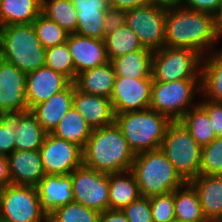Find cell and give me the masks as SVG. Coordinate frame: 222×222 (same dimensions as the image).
<instances>
[{"instance_id":"obj_50","label":"cell","mask_w":222,"mask_h":222,"mask_svg":"<svg viewBox=\"0 0 222 222\" xmlns=\"http://www.w3.org/2000/svg\"><path fill=\"white\" fill-rule=\"evenodd\" d=\"M171 222H187V221H180V220L174 219Z\"/></svg>"},{"instance_id":"obj_38","label":"cell","mask_w":222,"mask_h":222,"mask_svg":"<svg viewBox=\"0 0 222 222\" xmlns=\"http://www.w3.org/2000/svg\"><path fill=\"white\" fill-rule=\"evenodd\" d=\"M153 222H171L175 219L174 191L149 197Z\"/></svg>"},{"instance_id":"obj_35","label":"cell","mask_w":222,"mask_h":222,"mask_svg":"<svg viewBox=\"0 0 222 222\" xmlns=\"http://www.w3.org/2000/svg\"><path fill=\"white\" fill-rule=\"evenodd\" d=\"M32 25L45 49L67 42L69 33L42 13L33 21Z\"/></svg>"},{"instance_id":"obj_24","label":"cell","mask_w":222,"mask_h":222,"mask_svg":"<svg viewBox=\"0 0 222 222\" xmlns=\"http://www.w3.org/2000/svg\"><path fill=\"white\" fill-rule=\"evenodd\" d=\"M46 135L31 111L15 114V150H39Z\"/></svg>"},{"instance_id":"obj_48","label":"cell","mask_w":222,"mask_h":222,"mask_svg":"<svg viewBox=\"0 0 222 222\" xmlns=\"http://www.w3.org/2000/svg\"><path fill=\"white\" fill-rule=\"evenodd\" d=\"M152 3L162 4L166 6H173L181 4L182 0H150Z\"/></svg>"},{"instance_id":"obj_26","label":"cell","mask_w":222,"mask_h":222,"mask_svg":"<svg viewBox=\"0 0 222 222\" xmlns=\"http://www.w3.org/2000/svg\"><path fill=\"white\" fill-rule=\"evenodd\" d=\"M152 55L148 49L142 48L113 58L110 62L113 65L116 77H128L134 79L152 78Z\"/></svg>"},{"instance_id":"obj_34","label":"cell","mask_w":222,"mask_h":222,"mask_svg":"<svg viewBox=\"0 0 222 222\" xmlns=\"http://www.w3.org/2000/svg\"><path fill=\"white\" fill-rule=\"evenodd\" d=\"M45 66L63 74L71 82L77 77L67 42L46 48Z\"/></svg>"},{"instance_id":"obj_25","label":"cell","mask_w":222,"mask_h":222,"mask_svg":"<svg viewBox=\"0 0 222 222\" xmlns=\"http://www.w3.org/2000/svg\"><path fill=\"white\" fill-rule=\"evenodd\" d=\"M201 97L222 103V54L219 51L202 58Z\"/></svg>"},{"instance_id":"obj_23","label":"cell","mask_w":222,"mask_h":222,"mask_svg":"<svg viewBox=\"0 0 222 222\" xmlns=\"http://www.w3.org/2000/svg\"><path fill=\"white\" fill-rule=\"evenodd\" d=\"M115 79L113 65L108 62L105 65L78 73L74 84L83 93L110 99Z\"/></svg>"},{"instance_id":"obj_22","label":"cell","mask_w":222,"mask_h":222,"mask_svg":"<svg viewBox=\"0 0 222 222\" xmlns=\"http://www.w3.org/2000/svg\"><path fill=\"white\" fill-rule=\"evenodd\" d=\"M197 191L208 222L222 218V175H199L189 182Z\"/></svg>"},{"instance_id":"obj_11","label":"cell","mask_w":222,"mask_h":222,"mask_svg":"<svg viewBox=\"0 0 222 222\" xmlns=\"http://www.w3.org/2000/svg\"><path fill=\"white\" fill-rule=\"evenodd\" d=\"M69 175L74 202L100 213L109 209V174L82 165Z\"/></svg>"},{"instance_id":"obj_42","label":"cell","mask_w":222,"mask_h":222,"mask_svg":"<svg viewBox=\"0 0 222 222\" xmlns=\"http://www.w3.org/2000/svg\"><path fill=\"white\" fill-rule=\"evenodd\" d=\"M126 22V10L109 7L104 19L105 36L115 32Z\"/></svg>"},{"instance_id":"obj_39","label":"cell","mask_w":222,"mask_h":222,"mask_svg":"<svg viewBox=\"0 0 222 222\" xmlns=\"http://www.w3.org/2000/svg\"><path fill=\"white\" fill-rule=\"evenodd\" d=\"M15 114H0V155L9 156L15 150Z\"/></svg>"},{"instance_id":"obj_43","label":"cell","mask_w":222,"mask_h":222,"mask_svg":"<svg viewBox=\"0 0 222 222\" xmlns=\"http://www.w3.org/2000/svg\"><path fill=\"white\" fill-rule=\"evenodd\" d=\"M222 3V0H182L181 4L193 11L207 12L215 15Z\"/></svg>"},{"instance_id":"obj_47","label":"cell","mask_w":222,"mask_h":222,"mask_svg":"<svg viewBox=\"0 0 222 222\" xmlns=\"http://www.w3.org/2000/svg\"><path fill=\"white\" fill-rule=\"evenodd\" d=\"M216 25L219 30V37H222V3L218 12L215 14Z\"/></svg>"},{"instance_id":"obj_28","label":"cell","mask_w":222,"mask_h":222,"mask_svg":"<svg viewBox=\"0 0 222 222\" xmlns=\"http://www.w3.org/2000/svg\"><path fill=\"white\" fill-rule=\"evenodd\" d=\"M42 0H1L0 27L32 24L41 13Z\"/></svg>"},{"instance_id":"obj_29","label":"cell","mask_w":222,"mask_h":222,"mask_svg":"<svg viewBox=\"0 0 222 222\" xmlns=\"http://www.w3.org/2000/svg\"><path fill=\"white\" fill-rule=\"evenodd\" d=\"M92 131L93 128L72 106L62 117L61 121L51 134L57 138L72 142L84 149Z\"/></svg>"},{"instance_id":"obj_15","label":"cell","mask_w":222,"mask_h":222,"mask_svg":"<svg viewBox=\"0 0 222 222\" xmlns=\"http://www.w3.org/2000/svg\"><path fill=\"white\" fill-rule=\"evenodd\" d=\"M70 83L66 76L46 66L28 73L25 97L29 111L35 105L64 90Z\"/></svg>"},{"instance_id":"obj_14","label":"cell","mask_w":222,"mask_h":222,"mask_svg":"<svg viewBox=\"0 0 222 222\" xmlns=\"http://www.w3.org/2000/svg\"><path fill=\"white\" fill-rule=\"evenodd\" d=\"M27 74L0 59V114L28 112L26 101Z\"/></svg>"},{"instance_id":"obj_44","label":"cell","mask_w":222,"mask_h":222,"mask_svg":"<svg viewBox=\"0 0 222 222\" xmlns=\"http://www.w3.org/2000/svg\"><path fill=\"white\" fill-rule=\"evenodd\" d=\"M150 4H152L150 0H112V3L109 5V7L129 10L136 7H144Z\"/></svg>"},{"instance_id":"obj_21","label":"cell","mask_w":222,"mask_h":222,"mask_svg":"<svg viewBox=\"0 0 222 222\" xmlns=\"http://www.w3.org/2000/svg\"><path fill=\"white\" fill-rule=\"evenodd\" d=\"M73 96L74 82H71L64 90L35 105L30 111L42 128L47 133H52L62 117L72 107Z\"/></svg>"},{"instance_id":"obj_32","label":"cell","mask_w":222,"mask_h":222,"mask_svg":"<svg viewBox=\"0 0 222 222\" xmlns=\"http://www.w3.org/2000/svg\"><path fill=\"white\" fill-rule=\"evenodd\" d=\"M41 13L69 34L76 33L78 19L72 0H42Z\"/></svg>"},{"instance_id":"obj_13","label":"cell","mask_w":222,"mask_h":222,"mask_svg":"<svg viewBox=\"0 0 222 222\" xmlns=\"http://www.w3.org/2000/svg\"><path fill=\"white\" fill-rule=\"evenodd\" d=\"M152 78L116 77L110 101L114 113L149 109Z\"/></svg>"},{"instance_id":"obj_41","label":"cell","mask_w":222,"mask_h":222,"mask_svg":"<svg viewBox=\"0 0 222 222\" xmlns=\"http://www.w3.org/2000/svg\"><path fill=\"white\" fill-rule=\"evenodd\" d=\"M198 105L208 114L216 138L222 137V103L202 98Z\"/></svg>"},{"instance_id":"obj_5","label":"cell","mask_w":222,"mask_h":222,"mask_svg":"<svg viewBox=\"0 0 222 222\" xmlns=\"http://www.w3.org/2000/svg\"><path fill=\"white\" fill-rule=\"evenodd\" d=\"M171 122L168 117L150 108L115 114V123L134 154L160 148Z\"/></svg>"},{"instance_id":"obj_40","label":"cell","mask_w":222,"mask_h":222,"mask_svg":"<svg viewBox=\"0 0 222 222\" xmlns=\"http://www.w3.org/2000/svg\"><path fill=\"white\" fill-rule=\"evenodd\" d=\"M122 211L129 222H153L149 197L140 196Z\"/></svg>"},{"instance_id":"obj_45","label":"cell","mask_w":222,"mask_h":222,"mask_svg":"<svg viewBox=\"0 0 222 222\" xmlns=\"http://www.w3.org/2000/svg\"><path fill=\"white\" fill-rule=\"evenodd\" d=\"M98 222H129L120 209H108L100 213Z\"/></svg>"},{"instance_id":"obj_30","label":"cell","mask_w":222,"mask_h":222,"mask_svg":"<svg viewBox=\"0 0 222 222\" xmlns=\"http://www.w3.org/2000/svg\"><path fill=\"white\" fill-rule=\"evenodd\" d=\"M175 219L187 222H208L203 215L197 191L187 182L174 190Z\"/></svg>"},{"instance_id":"obj_27","label":"cell","mask_w":222,"mask_h":222,"mask_svg":"<svg viewBox=\"0 0 222 222\" xmlns=\"http://www.w3.org/2000/svg\"><path fill=\"white\" fill-rule=\"evenodd\" d=\"M140 196L139 186L131 170L109 174V209L122 210Z\"/></svg>"},{"instance_id":"obj_52","label":"cell","mask_w":222,"mask_h":222,"mask_svg":"<svg viewBox=\"0 0 222 222\" xmlns=\"http://www.w3.org/2000/svg\"><path fill=\"white\" fill-rule=\"evenodd\" d=\"M221 39H222V37H220V40ZM218 51L222 54V48H220Z\"/></svg>"},{"instance_id":"obj_51","label":"cell","mask_w":222,"mask_h":222,"mask_svg":"<svg viewBox=\"0 0 222 222\" xmlns=\"http://www.w3.org/2000/svg\"><path fill=\"white\" fill-rule=\"evenodd\" d=\"M106 3H108L109 5L112 3V0H104Z\"/></svg>"},{"instance_id":"obj_33","label":"cell","mask_w":222,"mask_h":222,"mask_svg":"<svg viewBox=\"0 0 222 222\" xmlns=\"http://www.w3.org/2000/svg\"><path fill=\"white\" fill-rule=\"evenodd\" d=\"M104 41L107 56L110 61L113 58H117L143 48L137 35L126 23L115 32L106 35Z\"/></svg>"},{"instance_id":"obj_3","label":"cell","mask_w":222,"mask_h":222,"mask_svg":"<svg viewBox=\"0 0 222 222\" xmlns=\"http://www.w3.org/2000/svg\"><path fill=\"white\" fill-rule=\"evenodd\" d=\"M131 171L143 197L164 195L187 183L160 148L135 154Z\"/></svg>"},{"instance_id":"obj_1","label":"cell","mask_w":222,"mask_h":222,"mask_svg":"<svg viewBox=\"0 0 222 222\" xmlns=\"http://www.w3.org/2000/svg\"><path fill=\"white\" fill-rule=\"evenodd\" d=\"M219 41L215 15L182 4L167 7L165 46L192 49L203 57L218 51Z\"/></svg>"},{"instance_id":"obj_16","label":"cell","mask_w":222,"mask_h":222,"mask_svg":"<svg viewBox=\"0 0 222 222\" xmlns=\"http://www.w3.org/2000/svg\"><path fill=\"white\" fill-rule=\"evenodd\" d=\"M67 44L74 61L76 74L110 62L104 40L73 33L68 35Z\"/></svg>"},{"instance_id":"obj_49","label":"cell","mask_w":222,"mask_h":222,"mask_svg":"<svg viewBox=\"0 0 222 222\" xmlns=\"http://www.w3.org/2000/svg\"><path fill=\"white\" fill-rule=\"evenodd\" d=\"M4 189L5 187L0 186V207H1L2 195H3Z\"/></svg>"},{"instance_id":"obj_2","label":"cell","mask_w":222,"mask_h":222,"mask_svg":"<svg viewBox=\"0 0 222 222\" xmlns=\"http://www.w3.org/2000/svg\"><path fill=\"white\" fill-rule=\"evenodd\" d=\"M134 159L135 154L116 123L93 129L83 149V165L106 174L131 170Z\"/></svg>"},{"instance_id":"obj_37","label":"cell","mask_w":222,"mask_h":222,"mask_svg":"<svg viewBox=\"0 0 222 222\" xmlns=\"http://www.w3.org/2000/svg\"><path fill=\"white\" fill-rule=\"evenodd\" d=\"M200 175H222V137L202 147Z\"/></svg>"},{"instance_id":"obj_7","label":"cell","mask_w":222,"mask_h":222,"mask_svg":"<svg viewBox=\"0 0 222 222\" xmlns=\"http://www.w3.org/2000/svg\"><path fill=\"white\" fill-rule=\"evenodd\" d=\"M160 149L186 182L200 175L202 147L180 121L169 124Z\"/></svg>"},{"instance_id":"obj_6","label":"cell","mask_w":222,"mask_h":222,"mask_svg":"<svg viewBox=\"0 0 222 222\" xmlns=\"http://www.w3.org/2000/svg\"><path fill=\"white\" fill-rule=\"evenodd\" d=\"M201 96V79L153 81L149 108L179 121L191 108L199 104L194 98Z\"/></svg>"},{"instance_id":"obj_9","label":"cell","mask_w":222,"mask_h":222,"mask_svg":"<svg viewBox=\"0 0 222 222\" xmlns=\"http://www.w3.org/2000/svg\"><path fill=\"white\" fill-rule=\"evenodd\" d=\"M166 5L152 3L126 10V24L143 48L155 52L165 46Z\"/></svg>"},{"instance_id":"obj_19","label":"cell","mask_w":222,"mask_h":222,"mask_svg":"<svg viewBox=\"0 0 222 222\" xmlns=\"http://www.w3.org/2000/svg\"><path fill=\"white\" fill-rule=\"evenodd\" d=\"M7 158L12 184L36 186L46 175L39 150H14Z\"/></svg>"},{"instance_id":"obj_17","label":"cell","mask_w":222,"mask_h":222,"mask_svg":"<svg viewBox=\"0 0 222 222\" xmlns=\"http://www.w3.org/2000/svg\"><path fill=\"white\" fill-rule=\"evenodd\" d=\"M72 106L93 129L115 123V113L110 99L83 93L76 88L75 84Z\"/></svg>"},{"instance_id":"obj_31","label":"cell","mask_w":222,"mask_h":222,"mask_svg":"<svg viewBox=\"0 0 222 222\" xmlns=\"http://www.w3.org/2000/svg\"><path fill=\"white\" fill-rule=\"evenodd\" d=\"M179 121L201 147L216 138L208 114L199 105L191 108Z\"/></svg>"},{"instance_id":"obj_20","label":"cell","mask_w":222,"mask_h":222,"mask_svg":"<svg viewBox=\"0 0 222 222\" xmlns=\"http://www.w3.org/2000/svg\"><path fill=\"white\" fill-rule=\"evenodd\" d=\"M77 11L76 33L82 36L105 39L104 19L109 4L104 0H72Z\"/></svg>"},{"instance_id":"obj_4","label":"cell","mask_w":222,"mask_h":222,"mask_svg":"<svg viewBox=\"0 0 222 222\" xmlns=\"http://www.w3.org/2000/svg\"><path fill=\"white\" fill-rule=\"evenodd\" d=\"M45 55L32 24L0 27V59L28 74L45 66Z\"/></svg>"},{"instance_id":"obj_36","label":"cell","mask_w":222,"mask_h":222,"mask_svg":"<svg viewBox=\"0 0 222 222\" xmlns=\"http://www.w3.org/2000/svg\"><path fill=\"white\" fill-rule=\"evenodd\" d=\"M99 216L100 212L73 201L56 209L48 222H98Z\"/></svg>"},{"instance_id":"obj_8","label":"cell","mask_w":222,"mask_h":222,"mask_svg":"<svg viewBox=\"0 0 222 222\" xmlns=\"http://www.w3.org/2000/svg\"><path fill=\"white\" fill-rule=\"evenodd\" d=\"M202 56L192 49L164 46L153 52V81L201 79Z\"/></svg>"},{"instance_id":"obj_10","label":"cell","mask_w":222,"mask_h":222,"mask_svg":"<svg viewBox=\"0 0 222 222\" xmlns=\"http://www.w3.org/2000/svg\"><path fill=\"white\" fill-rule=\"evenodd\" d=\"M0 219L6 222H48L36 186H6L2 195Z\"/></svg>"},{"instance_id":"obj_12","label":"cell","mask_w":222,"mask_h":222,"mask_svg":"<svg viewBox=\"0 0 222 222\" xmlns=\"http://www.w3.org/2000/svg\"><path fill=\"white\" fill-rule=\"evenodd\" d=\"M39 152L46 175H69L83 165V149L51 133L45 136Z\"/></svg>"},{"instance_id":"obj_18","label":"cell","mask_w":222,"mask_h":222,"mask_svg":"<svg viewBox=\"0 0 222 222\" xmlns=\"http://www.w3.org/2000/svg\"><path fill=\"white\" fill-rule=\"evenodd\" d=\"M36 188L41 208L47 216L74 201L70 175H45Z\"/></svg>"},{"instance_id":"obj_46","label":"cell","mask_w":222,"mask_h":222,"mask_svg":"<svg viewBox=\"0 0 222 222\" xmlns=\"http://www.w3.org/2000/svg\"><path fill=\"white\" fill-rule=\"evenodd\" d=\"M12 184V179L9 171L8 158L5 155H0V186L6 187Z\"/></svg>"}]
</instances>
